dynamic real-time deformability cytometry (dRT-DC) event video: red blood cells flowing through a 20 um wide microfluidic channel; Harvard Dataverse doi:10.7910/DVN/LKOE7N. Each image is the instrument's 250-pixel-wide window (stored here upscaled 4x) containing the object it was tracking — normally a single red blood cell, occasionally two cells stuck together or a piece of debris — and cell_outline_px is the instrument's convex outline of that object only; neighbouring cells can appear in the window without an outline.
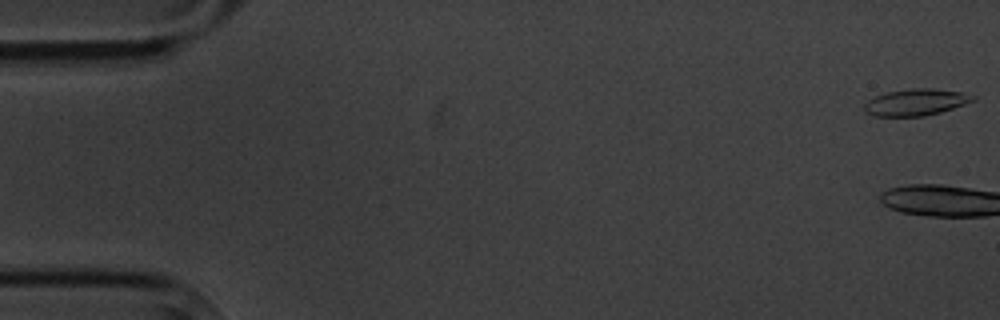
{"species": "common noctule bat (a hibernating species)", "species_latin": "Nyctalus noctula", "temperature_condition": "cold", "stored_images_in_passage": 5, "camera_frame_rate_fps": 3000, "um_per_image_px": 0.085, "animal": {"sex": "male", "body_mass_g": 20.1, "forearm_length_mm": 53.5}, "frame": {"image": 1, "passage_image": 1, "time_ms": 0.0, "image_size_px": [1000, 320], "cell_outline_px": [[976, 100], [940, 112], [924, 116], [876, 116], [868, 112], [864, 108], [864, 104], [868, 100], [876, 96], [888, 92], [912, 88], [932, 88], [960, 92], [976, 96]], "centroid_in_image_um": [77.87, 8.68], "position_along_channel_um": 7.1, "area_um2": 16.59}}